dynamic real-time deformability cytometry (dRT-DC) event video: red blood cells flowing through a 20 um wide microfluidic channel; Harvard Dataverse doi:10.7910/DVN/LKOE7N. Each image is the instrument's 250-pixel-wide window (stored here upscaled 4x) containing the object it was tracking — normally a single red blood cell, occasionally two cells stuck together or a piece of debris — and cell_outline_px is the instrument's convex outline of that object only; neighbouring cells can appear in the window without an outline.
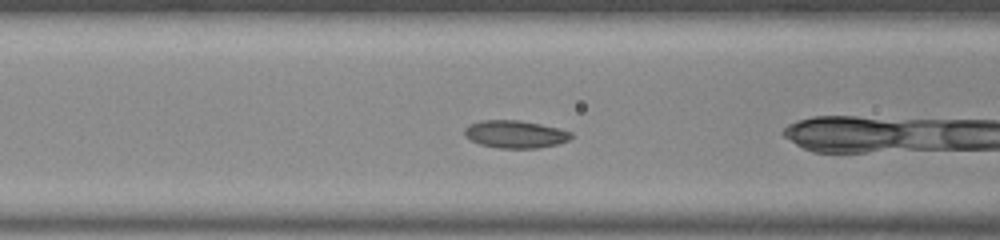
{"species": "common noctule bat (a hibernating species)", "species_latin": "Nyctalus noctula", "temperature_condition": "room temperature", "stored_images_in_passage": 23, "camera_frame_rate_fps": 3000, "um_per_image_px": 0.085, "animal": {"sex": "male", "body_mass_g": 20.0, "forearm_length_mm": 53.3}, "frame": {"image": 1, "passage_image": 11, "time_ms": 3.333, "image_size_px": [1000, 240], "cell_outline_px": [[572, 136], [568, 140], [556, 144], [536, 148], [500, 148], [480, 144], [464, 136], [464, 128], [468, 124], [480, 120], [520, 120], [540, 124], [572, 132]], "centroid_in_image_um": [43.75, 11.4], "position_along_channel_um": 122.9, "area_um2": 17.05}}
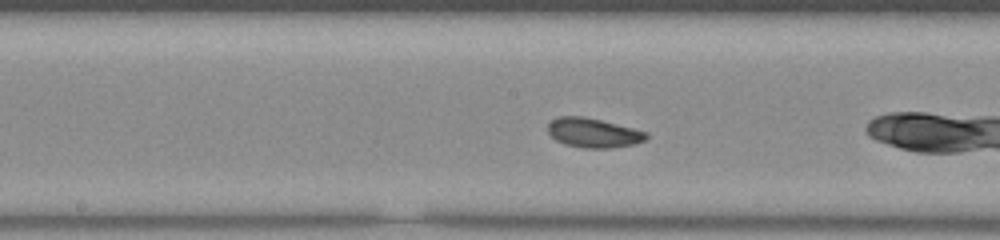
{"frame": {"image": 2, "passage_image": 17, "time_ms": 5.333, "image_size_px": [1000, 240], "cell_outline_px": [[648, 136], [644, 140], [636, 144], [612, 148], [584, 148], [564, 144], [556, 140], [548, 132], [548, 124], [552, 120], [560, 116], [584, 116], [648, 132]], "centroid_in_image_um": [50.43, 11.3], "position_along_channel_um": 197.8, "area_um2": 16.82}}
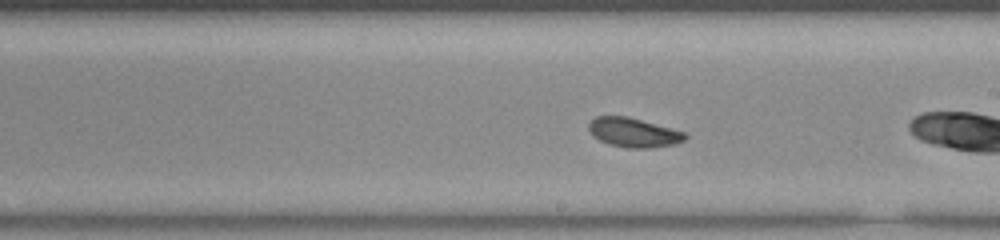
{"frame": {"image": 3, "passage_image": 20, "time_ms": 6.333, "image_size_px": [1000, 240], "cell_outline_px": [[688, 136], [684, 140], [676, 144], [652, 148], [628, 148], [608, 144], [592, 136], [588, 128], [588, 124], [596, 116], [628, 116], [688, 132]], "centroid_in_image_um": [53.89, 11.26], "position_along_channel_um": 235.1, "area_um2": 16.76}}